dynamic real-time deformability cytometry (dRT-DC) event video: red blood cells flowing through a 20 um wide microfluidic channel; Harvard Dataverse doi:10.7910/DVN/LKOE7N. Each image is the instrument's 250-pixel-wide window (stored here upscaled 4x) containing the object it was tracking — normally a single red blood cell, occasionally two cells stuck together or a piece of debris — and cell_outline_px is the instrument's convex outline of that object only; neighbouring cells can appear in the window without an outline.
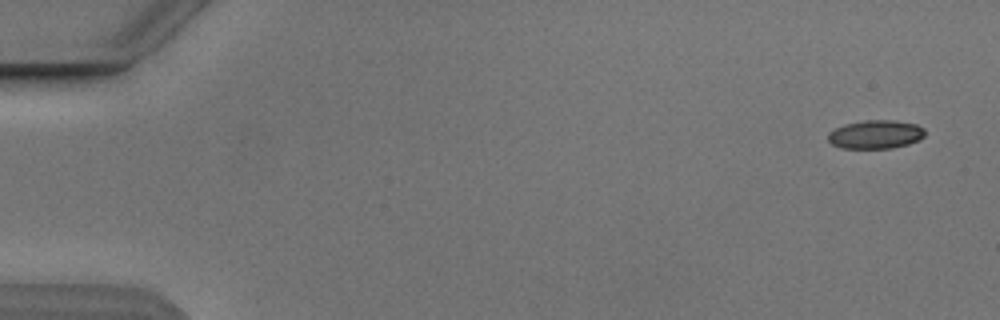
{"species": "Egyptian fruit bat (a non-hibernating species)", "species_latin": "Rousettus aegyptiacus", "temperature_condition": "cold", "stored_images_in_passage": 5, "camera_frame_rate_fps": 3000, "um_per_image_px": 0.085, "animal": {"sex": "male"}, "frame": {"image": 1, "passage_image": 1, "time_ms": 0.0, "image_size_px": [1000, 320], "cell_outline_px": [[924, 136], [920, 140], [908, 144], [892, 148], [840, 148], [832, 144], [828, 140], [828, 132], [844, 124], [868, 120], [892, 120], [916, 124], [924, 128]], "centroid_in_image_um": [74.42, 11.43], "position_along_channel_um": 10.6, "area_um2": 16.13}}
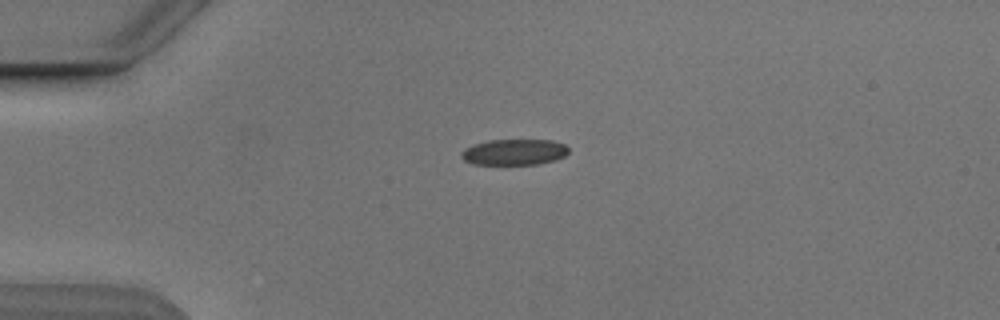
{"frame": {"image": 2, "passage_image": 4, "time_ms": 3.667, "image_size_px": [1000, 320], "cell_outline_px": [[568, 152], [564, 156], [556, 160], [536, 164], [472, 164], [464, 160], [460, 156], [460, 152], [464, 148], [476, 144], [492, 140], [552, 140], [564, 144], [568, 148]], "centroid_in_image_um": [43.7, 12.93], "position_along_channel_um": 41.3, "area_um2": 16.13}}